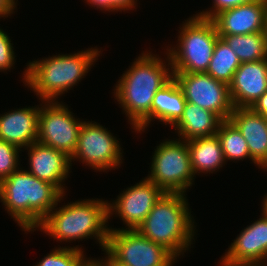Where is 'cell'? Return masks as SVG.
Masks as SVG:
<instances>
[{
  "label": "cell",
  "mask_w": 267,
  "mask_h": 266,
  "mask_svg": "<svg viewBox=\"0 0 267 266\" xmlns=\"http://www.w3.org/2000/svg\"><path fill=\"white\" fill-rule=\"evenodd\" d=\"M166 56L165 62L159 55L143 51L114 87V98L137 133L145 132L150 125L153 98L173 77L171 62L168 54Z\"/></svg>",
  "instance_id": "1"
},
{
  "label": "cell",
  "mask_w": 267,
  "mask_h": 266,
  "mask_svg": "<svg viewBox=\"0 0 267 266\" xmlns=\"http://www.w3.org/2000/svg\"><path fill=\"white\" fill-rule=\"evenodd\" d=\"M65 195L22 167L0 183V201L26 233L38 230L43 219Z\"/></svg>",
  "instance_id": "2"
},
{
  "label": "cell",
  "mask_w": 267,
  "mask_h": 266,
  "mask_svg": "<svg viewBox=\"0 0 267 266\" xmlns=\"http://www.w3.org/2000/svg\"><path fill=\"white\" fill-rule=\"evenodd\" d=\"M96 47L74 54H58L27 64L23 83L42 101H57L81 82L101 53ZM59 96V97H58Z\"/></svg>",
  "instance_id": "3"
},
{
  "label": "cell",
  "mask_w": 267,
  "mask_h": 266,
  "mask_svg": "<svg viewBox=\"0 0 267 266\" xmlns=\"http://www.w3.org/2000/svg\"><path fill=\"white\" fill-rule=\"evenodd\" d=\"M108 220V201L92 198L59 208L57 204L37 228L61 243L91 237L98 240L105 251L109 237Z\"/></svg>",
  "instance_id": "4"
},
{
  "label": "cell",
  "mask_w": 267,
  "mask_h": 266,
  "mask_svg": "<svg viewBox=\"0 0 267 266\" xmlns=\"http://www.w3.org/2000/svg\"><path fill=\"white\" fill-rule=\"evenodd\" d=\"M186 195L164 193L136 229L146 238L164 246L176 258L190 249L196 234Z\"/></svg>",
  "instance_id": "5"
},
{
  "label": "cell",
  "mask_w": 267,
  "mask_h": 266,
  "mask_svg": "<svg viewBox=\"0 0 267 266\" xmlns=\"http://www.w3.org/2000/svg\"><path fill=\"white\" fill-rule=\"evenodd\" d=\"M178 33L176 46L166 49L172 72L206 73L219 38L213 21L194 14Z\"/></svg>",
  "instance_id": "6"
},
{
  "label": "cell",
  "mask_w": 267,
  "mask_h": 266,
  "mask_svg": "<svg viewBox=\"0 0 267 266\" xmlns=\"http://www.w3.org/2000/svg\"><path fill=\"white\" fill-rule=\"evenodd\" d=\"M154 149L146 177L165 193H186L195 180L186 140L166 139Z\"/></svg>",
  "instance_id": "7"
},
{
  "label": "cell",
  "mask_w": 267,
  "mask_h": 266,
  "mask_svg": "<svg viewBox=\"0 0 267 266\" xmlns=\"http://www.w3.org/2000/svg\"><path fill=\"white\" fill-rule=\"evenodd\" d=\"M121 266H172L177 258L139 231L109 227L105 251Z\"/></svg>",
  "instance_id": "8"
},
{
  "label": "cell",
  "mask_w": 267,
  "mask_h": 266,
  "mask_svg": "<svg viewBox=\"0 0 267 266\" xmlns=\"http://www.w3.org/2000/svg\"><path fill=\"white\" fill-rule=\"evenodd\" d=\"M119 143L105 126L92 121H84L70 161H80L96 171H111V169L120 167L123 162V150Z\"/></svg>",
  "instance_id": "9"
},
{
  "label": "cell",
  "mask_w": 267,
  "mask_h": 266,
  "mask_svg": "<svg viewBox=\"0 0 267 266\" xmlns=\"http://www.w3.org/2000/svg\"><path fill=\"white\" fill-rule=\"evenodd\" d=\"M43 105V106H42ZM64 103L42 101L38 120L37 141L71 157L76 149L84 121L75 118Z\"/></svg>",
  "instance_id": "10"
},
{
  "label": "cell",
  "mask_w": 267,
  "mask_h": 266,
  "mask_svg": "<svg viewBox=\"0 0 267 266\" xmlns=\"http://www.w3.org/2000/svg\"><path fill=\"white\" fill-rule=\"evenodd\" d=\"M172 74L187 102L216 113L222 120H229L234 106L228 84L206 73Z\"/></svg>",
  "instance_id": "11"
},
{
  "label": "cell",
  "mask_w": 267,
  "mask_h": 266,
  "mask_svg": "<svg viewBox=\"0 0 267 266\" xmlns=\"http://www.w3.org/2000/svg\"><path fill=\"white\" fill-rule=\"evenodd\" d=\"M165 192L147 178L127 187L116 200L108 202V219L117 214L127 230L137 229Z\"/></svg>",
  "instance_id": "12"
},
{
  "label": "cell",
  "mask_w": 267,
  "mask_h": 266,
  "mask_svg": "<svg viewBox=\"0 0 267 266\" xmlns=\"http://www.w3.org/2000/svg\"><path fill=\"white\" fill-rule=\"evenodd\" d=\"M261 211L262 217L242 229L231 243L221 257L220 266L267 265V214Z\"/></svg>",
  "instance_id": "13"
},
{
  "label": "cell",
  "mask_w": 267,
  "mask_h": 266,
  "mask_svg": "<svg viewBox=\"0 0 267 266\" xmlns=\"http://www.w3.org/2000/svg\"><path fill=\"white\" fill-rule=\"evenodd\" d=\"M28 151L29 170L40 180L56 186L63 194L66 193L63 185L72 168L70 157L63 151L56 150L38 141L24 148Z\"/></svg>",
  "instance_id": "14"
},
{
  "label": "cell",
  "mask_w": 267,
  "mask_h": 266,
  "mask_svg": "<svg viewBox=\"0 0 267 266\" xmlns=\"http://www.w3.org/2000/svg\"><path fill=\"white\" fill-rule=\"evenodd\" d=\"M267 0H254L217 14L213 19L218 35L266 31Z\"/></svg>",
  "instance_id": "15"
},
{
  "label": "cell",
  "mask_w": 267,
  "mask_h": 266,
  "mask_svg": "<svg viewBox=\"0 0 267 266\" xmlns=\"http://www.w3.org/2000/svg\"><path fill=\"white\" fill-rule=\"evenodd\" d=\"M267 91V59L243 62L229 84V93L235 107H251Z\"/></svg>",
  "instance_id": "16"
},
{
  "label": "cell",
  "mask_w": 267,
  "mask_h": 266,
  "mask_svg": "<svg viewBox=\"0 0 267 266\" xmlns=\"http://www.w3.org/2000/svg\"><path fill=\"white\" fill-rule=\"evenodd\" d=\"M229 120L245 138L250 157L262 169L267 163V118L251 107H235Z\"/></svg>",
  "instance_id": "17"
},
{
  "label": "cell",
  "mask_w": 267,
  "mask_h": 266,
  "mask_svg": "<svg viewBox=\"0 0 267 266\" xmlns=\"http://www.w3.org/2000/svg\"><path fill=\"white\" fill-rule=\"evenodd\" d=\"M40 105L0 114V139L23 150L37 141Z\"/></svg>",
  "instance_id": "18"
},
{
  "label": "cell",
  "mask_w": 267,
  "mask_h": 266,
  "mask_svg": "<svg viewBox=\"0 0 267 266\" xmlns=\"http://www.w3.org/2000/svg\"><path fill=\"white\" fill-rule=\"evenodd\" d=\"M223 120L214 112L186 102L181 118L172 126L181 140L212 137Z\"/></svg>",
  "instance_id": "19"
},
{
  "label": "cell",
  "mask_w": 267,
  "mask_h": 266,
  "mask_svg": "<svg viewBox=\"0 0 267 266\" xmlns=\"http://www.w3.org/2000/svg\"><path fill=\"white\" fill-rule=\"evenodd\" d=\"M186 100L176 80L172 77L155 94L151 106V121L173 126L182 116Z\"/></svg>",
  "instance_id": "20"
},
{
  "label": "cell",
  "mask_w": 267,
  "mask_h": 266,
  "mask_svg": "<svg viewBox=\"0 0 267 266\" xmlns=\"http://www.w3.org/2000/svg\"><path fill=\"white\" fill-rule=\"evenodd\" d=\"M194 174L217 172L226 161L217 135L187 141ZM217 170V171H216Z\"/></svg>",
  "instance_id": "21"
},
{
  "label": "cell",
  "mask_w": 267,
  "mask_h": 266,
  "mask_svg": "<svg viewBox=\"0 0 267 266\" xmlns=\"http://www.w3.org/2000/svg\"><path fill=\"white\" fill-rule=\"evenodd\" d=\"M236 53L240 62L267 59V35L265 32L237 35H219Z\"/></svg>",
  "instance_id": "22"
},
{
  "label": "cell",
  "mask_w": 267,
  "mask_h": 266,
  "mask_svg": "<svg viewBox=\"0 0 267 266\" xmlns=\"http://www.w3.org/2000/svg\"><path fill=\"white\" fill-rule=\"evenodd\" d=\"M240 64L239 58L229 44L219 37L206 74L229 85Z\"/></svg>",
  "instance_id": "23"
},
{
  "label": "cell",
  "mask_w": 267,
  "mask_h": 266,
  "mask_svg": "<svg viewBox=\"0 0 267 266\" xmlns=\"http://www.w3.org/2000/svg\"><path fill=\"white\" fill-rule=\"evenodd\" d=\"M220 140L225 161L244 160L249 158L251 163L259 165L250 157L247 142L237 127L230 120H223L216 133Z\"/></svg>",
  "instance_id": "24"
},
{
  "label": "cell",
  "mask_w": 267,
  "mask_h": 266,
  "mask_svg": "<svg viewBox=\"0 0 267 266\" xmlns=\"http://www.w3.org/2000/svg\"><path fill=\"white\" fill-rule=\"evenodd\" d=\"M83 248L59 247L51 250L49 254L44 256L35 266H82L88 258L84 255Z\"/></svg>",
  "instance_id": "25"
},
{
  "label": "cell",
  "mask_w": 267,
  "mask_h": 266,
  "mask_svg": "<svg viewBox=\"0 0 267 266\" xmlns=\"http://www.w3.org/2000/svg\"><path fill=\"white\" fill-rule=\"evenodd\" d=\"M20 151L17 146L0 139V183L20 168Z\"/></svg>",
  "instance_id": "26"
},
{
  "label": "cell",
  "mask_w": 267,
  "mask_h": 266,
  "mask_svg": "<svg viewBox=\"0 0 267 266\" xmlns=\"http://www.w3.org/2000/svg\"><path fill=\"white\" fill-rule=\"evenodd\" d=\"M11 39L2 28H0V72H6L13 69L16 60ZM15 61V62H14Z\"/></svg>",
  "instance_id": "27"
},
{
  "label": "cell",
  "mask_w": 267,
  "mask_h": 266,
  "mask_svg": "<svg viewBox=\"0 0 267 266\" xmlns=\"http://www.w3.org/2000/svg\"><path fill=\"white\" fill-rule=\"evenodd\" d=\"M254 0H213V6L208 11H200V13H197L196 15L198 17L212 20L217 14L229 10L232 8H235L237 6H241L242 4L250 3Z\"/></svg>",
  "instance_id": "28"
},
{
  "label": "cell",
  "mask_w": 267,
  "mask_h": 266,
  "mask_svg": "<svg viewBox=\"0 0 267 266\" xmlns=\"http://www.w3.org/2000/svg\"><path fill=\"white\" fill-rule=\"evenodd\" d=\"M137 0H111V12L130 11L136 9Z\"/></svg>",
  "instance_id": "29"
},
{
  "label": "cell",
  "mask_w": 267,
  "mask_h": 266,
  "mask_svg": "<svg viewBox=\"0 0 267 266\" xmlns=\"http://www.w3.org/2000/svg\"><path fill=\"white\" fill-rule=\"evenodd\" d=\"M17 6L16 0H0V18H7L11 14L15 13L14 9Z\"/></svg>",
  "instance_id": "30"
},
{
  "label": "cell",
  "mask_w": 267,
  "mask_h": 266,
  "mask_svg": "<svg viewBox=\"0 0 267 266\" xmlns=\"http://www.w3.org/2000/svg\"><path fill=\"white\" fill-rule=\"evenodd\" d=\"M251 108L255 112L265 117L267 116V91L263 93L262 96L253 103Z\"/></svg>",
  "instance_id": "31"
},
{
  "label": "cell",
  "mask_w": 267,
  "mask_h": 266,
  "mask_svg": "<svg viewBox=\"0 0 267 266\" xmlns=\"http://www.w3.org/2000/svg\"><path fill=\"white\" fill-rule=\"evenodd\" d=\"M88 5L91 4V6L96 9L104 10L105 12H111V0H85Z\"/></svg>",
  "instance_id": "32"
},
{
  "label": "cell",
  "mask_w": 267,
  "mask_h": 266,
  "mask_svg": "<svg viewBox=\"0 0 267 266\" xmlns=\"http://www.w3.org/2000/svg\"><path fill=\"white\" fill-rule=\"evenodd\" d=\"M82 266H106V265L101 261V258L100 259L98 258V260L96 258L95 259L93 258V260L89 258Z\"/></svg>",
  "instance_id": "33"
},
{
  "label": "cell",
  "mask_w": 267,
  "mask_h": 266,
  "mask_svg": "<svg viewBox=\"0 0 267 266\" xmlns=\"http://www.w3.org/2000/svg\"><path fill=\"white\" fill-rule=\"evenodd\" d=\"M105 254L107 256H105V258L102 257V262L106 265V266H121L120 264H117L106 252Z\"/></svg>",
  "instance_id": "34"
},
{
  "label": "cell",
  "mask_w": 267,
  "mask_h": 266,
  "mask_svg": "<svg viewBox=\"0 0 267 266\" xmlns=\"http://www.w3.org/2000/svg\"><path fill=\"white\" fill-rule=\"evenodd\" d=\"M262 210L267 214V193L263 197Z\"/></svg>",
  "instance_id": "35"
},
{
  "label": "cell",
  "mask_w": 267,
  "mask_h": 266,
  "mask_svg": "<svg viewBox=\"0 0 267 266\" xmlns=\"http://www.w3.org/2000/svg\"><path fill=\"white\" fill-rule=\"evenodd\" d=\"M264 171H267V163L262 167Z\"/></svg>",
  "instance_id": "36"
},
{
  "label": "cell",
  "mask_w": 267,
  "mask_h": 266,
  "mask_svg": "<svg viewBox=\"0 0 267 266\" xmlns=\"http://www.w3.org/2000/svg\"><path fill=\"white\" fill-rule=\"evenodd\" d=\"M266 35H267V14H266Z\"/></svg>",
  "instance_id": "37"
}]
</instances>
